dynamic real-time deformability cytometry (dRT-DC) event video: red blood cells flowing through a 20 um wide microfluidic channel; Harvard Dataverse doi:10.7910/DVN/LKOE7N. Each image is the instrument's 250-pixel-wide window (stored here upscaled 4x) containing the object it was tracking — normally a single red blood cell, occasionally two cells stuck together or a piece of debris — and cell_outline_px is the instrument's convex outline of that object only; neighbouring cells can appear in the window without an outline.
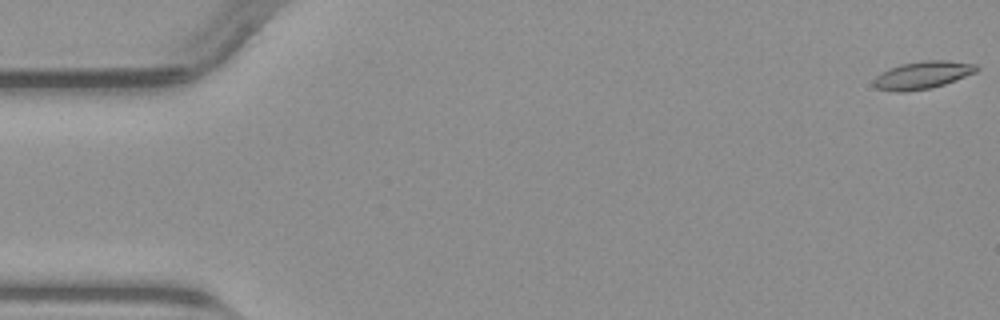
{"species": "common noctule bat (a hibernating species)", "species_latin": "Nyctalus noctula", "temperature_condition": "warm", "stored_images_in_passage": 50, "camera_frame_rate_fps": 3000, "um_per_image_px": 0.085, "animal": {"sex": "male", "body_mass_g": 23.1, "forearm_length_mm": 52.7}, "frame": {"image": 1, "passage_image": 1, "time_ms": 0.0, "image_size_px": [1000, 320], "cell_outline_px": [[980, 68], [976, 72], [944, 84], [932, 88], [904, 92], [896, 92], [876, 88], [872, 84], [872, 80], [880, 72], [888, 68], [900, 64], [924, 60], [948, 60], [976, 64]], "centroid_in_image_um": [78.38, 6.38], "position_along_channel_um": 6.6, "area_um2": 16.76}}
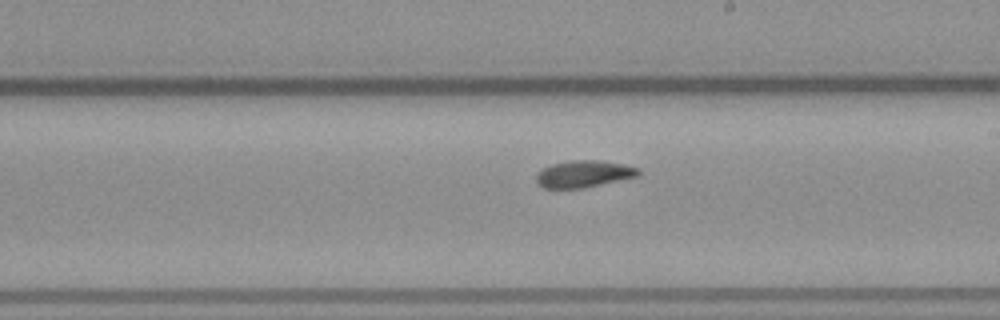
{"frame": {"image": 2, "passage_image": 29, "time_ms": 9.333, "image_size_px": [1000, 320], "cell_outline_px": [[640, 176], [584, 188], [544, 188], [536, 184], [536, 176], [544, 168], [552, 164], [572, 160], [596, 160], [624, 164], [640, 168]], "centroid_in_image_um": [49.66, 14.79], "position_along_channel_um": 239.3, "area_um2": 16.07}}
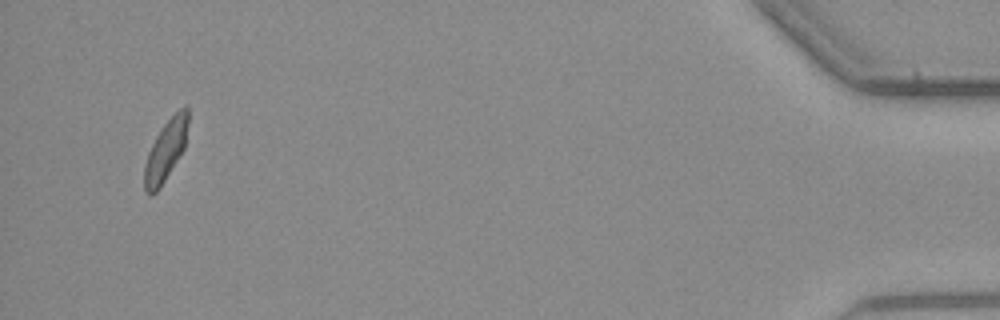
{"frame": {"image": 3, "passage_image": 49, "time_ms": 16.0, "image_size_px": [1000, 320], "cell_outline_px": [[188, 124], [184, 148], [160, 188], [152, 196], [148, 196], [144, 192], [144, 164], [148, 152], [156, 136], [164, 124], [184, 104], [188, 108]], "centroid_in_image_um": [14.06, 12.83], "position_along_channel_um": 421.1, "area_um2": 15.49}}